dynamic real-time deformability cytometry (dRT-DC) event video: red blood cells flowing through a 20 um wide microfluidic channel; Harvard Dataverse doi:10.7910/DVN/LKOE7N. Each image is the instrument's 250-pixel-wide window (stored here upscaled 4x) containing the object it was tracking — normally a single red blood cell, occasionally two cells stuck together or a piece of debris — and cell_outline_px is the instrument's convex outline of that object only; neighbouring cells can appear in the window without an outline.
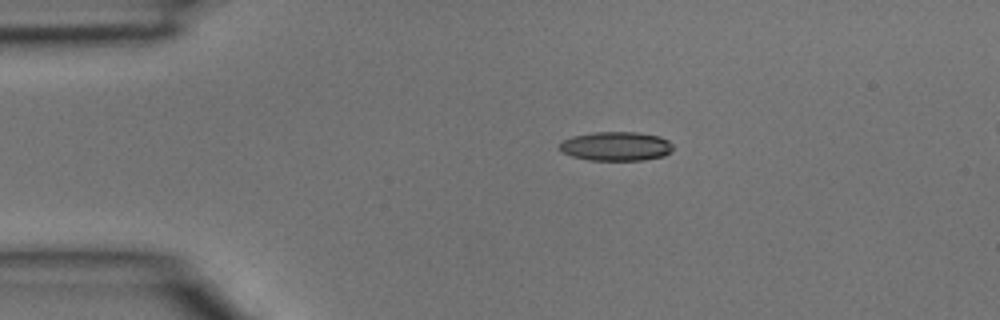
{"species": "common noctule bat (a hibernating species)", "species_latin": "Nyctalus noctula", "temperature_condition": "room temperature", "stored_images_in_passage": 2, "camera_frame_rate_fps": 3000, "um_per_image_px": 0.085, "animal": {"sex": "male", "body_mass_g": 15.6}, "frame": {"image": 1, "passage_image": 2, "time_ms": 0.333, "image_size_px": [1000, 320], "cell_outline_px": [[672, 152], [664, 156], [644, 160], [588, 160], [572, 156], [564, 152], [560, 148], [560, 144], [564, 140], [572, 136], [592, 132], [640, 132], [660, 136], [668, 140], [672, 144]], "centroid_in_image_um": [52.41, 12.42], "position_along_channel_um": 32.6, "area_um2": 19.31}}